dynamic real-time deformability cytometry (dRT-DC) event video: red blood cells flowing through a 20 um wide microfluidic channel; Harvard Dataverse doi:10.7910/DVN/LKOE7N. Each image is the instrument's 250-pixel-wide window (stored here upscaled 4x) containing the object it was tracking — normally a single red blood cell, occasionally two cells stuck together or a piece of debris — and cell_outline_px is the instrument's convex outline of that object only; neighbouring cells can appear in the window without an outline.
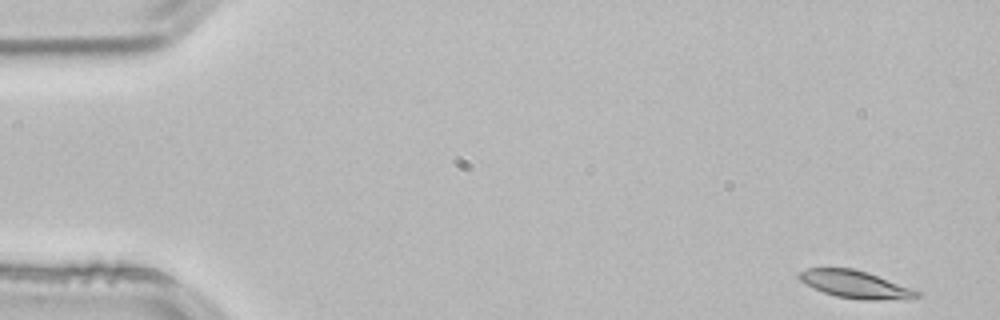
{"species": "common noctule bat (a hibernating species)", "species_latin": "Nyctalus noctula", "temperature_condition": "room temperature", "stored_images_in_passage": 53, "segment_of_instrument_passage": [1, 2], "camera_frame_rate_fps": 3000, "um_per_image_px": 0.085, "animal": {"sex": "male", "body_mass_g": 21.5, "forearm_length_mm": 52.0}, "frame": {"image": 1, "passage_image": 1, "time_ms": 0.0, "image_size_px": [1000, 320], "cell_outline_px": [[920, 296], [876, 300], [864, 300], [836, 296], [824, 292], [800, 280], [796, 276], [804, 268], [852, 268], [868, 272], [920, 292]], "centroid_in_image_um": [72.63, 24.15], "position_along_channel_um": 12.4, "area_um2": 18.32}}
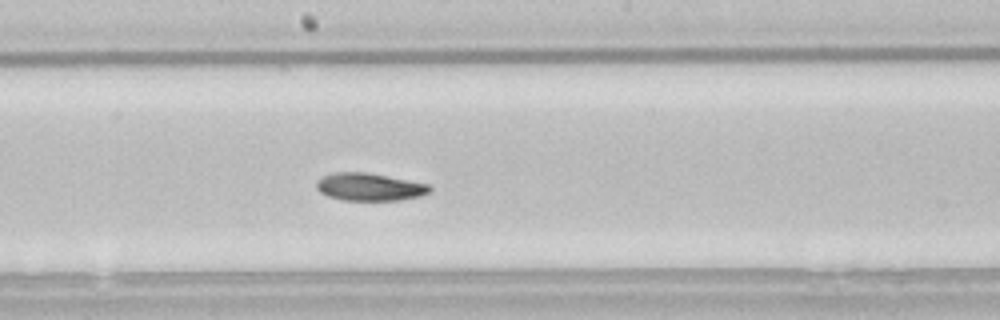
{"frame": {"image": 2, "passage_image": 27, "time_ms": 8.667, "image_size_px": [1000, 320], "cell_outline_px": [[432, 188], [428, 192], [420, 196], [400, 200], [344, 200], [328, 196], [320, 192], [316, 188], [316, 180], [324, 176], [336, 172], [368, 172], [428, 184]], "centroid_in_image_um": [31.39, 15.88], "position_along_channel_um": 216.8, "area_um2": 18.15}}
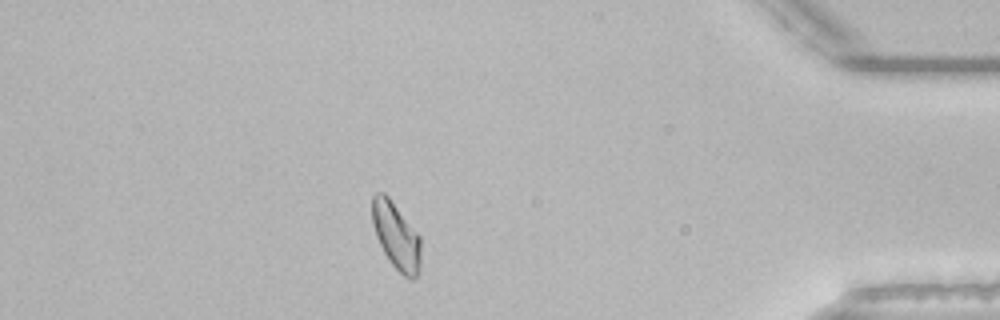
{"frame": {"image": 3, "passage_image": 45, "time_ms": 14.667, "image_size_px": [1000, 320], "cell_outline_px": [[420, 272], [412, 280], [408, 280], [388, 260], [376, 236], [372, 224], [372, 196], [376, 192], [384, 192], [388, 196], [420, 236]], "centroid_in_image_um": [33.67, 20.06], "position_along_channel_um": 401.5, "area_um2": 18.96}}